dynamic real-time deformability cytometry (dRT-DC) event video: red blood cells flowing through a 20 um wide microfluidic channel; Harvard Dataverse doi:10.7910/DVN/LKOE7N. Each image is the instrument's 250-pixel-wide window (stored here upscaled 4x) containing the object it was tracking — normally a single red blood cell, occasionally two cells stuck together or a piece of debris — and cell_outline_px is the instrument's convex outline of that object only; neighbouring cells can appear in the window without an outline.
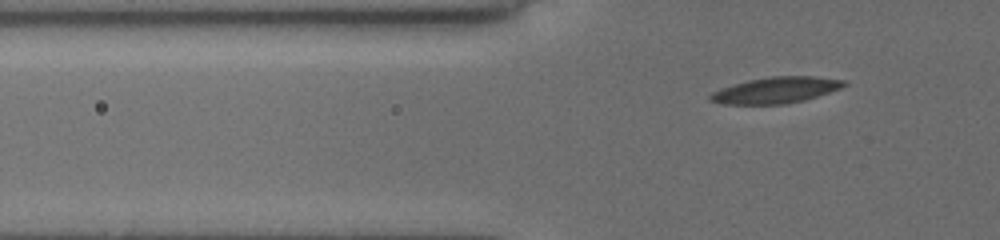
{"species": "common noctule bat (a hibernating species)", "species_latin": "Nyctalus noctula", "temperature_condition": "cold", "stored_images_in_passage": 41, "camera_frame_rate_fps": 3000, "um_per_image_px": 0.085, "animal": {"sex": "female", "body_mass_g": 19.5, "forearm_length_mm": 54.1}, "frame": {"image": 1, "passage_image": 6, "time_ms": 1.667, "image_size_px": [1000, 240], "cell_outline_px": [[848, 84], [840, 88], [816, 96], [800, 100], [780, 104], [724, 104], [712, 100], [708, 96], [712, 92], [748, 80], [772, 76], [812, 76], [844, 80]], "centroid_in_image_um": [65.96, 7.65], "position_along_channel_um": 59.8, "area_um2": 19.77}}
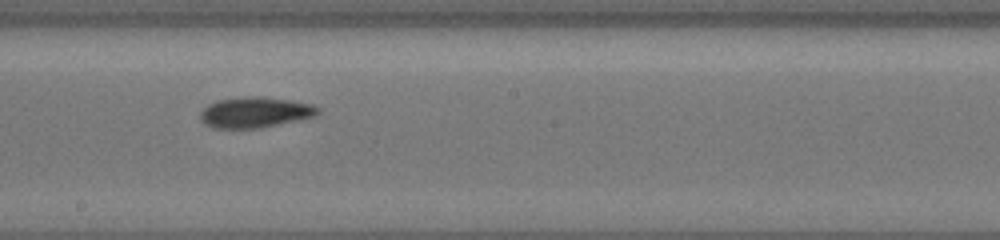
{"frame": {"image": 2, "passage_image": 20, "time_ms": 6.333, "image_size_px": [1000, 240], "cell_outline_px": [[316, 112], [312, 116], [260, 128], [216, 128], [200, 120], [200, 112], [208, 104], [216, 100], [244, 96], [256, 96], [288, 100], [312, 104], [316, 108]], "centroid_in_image_um": [21.58, 9.54], "position_along_channel_um": 226.6, "area_um2": 20.46}}
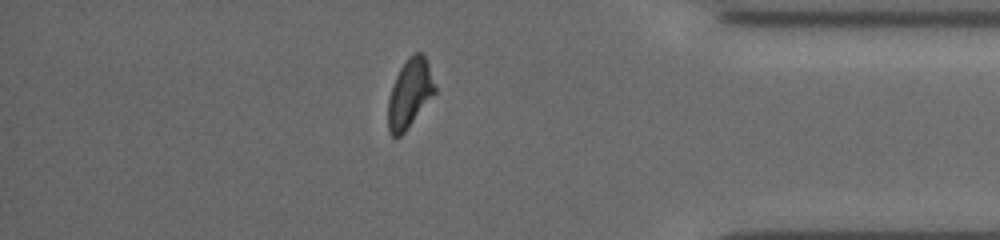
{"frame": {"image": 3, "passage_image": 35, "time_ms": 11.333, "image_size_px": [1000, 240], "cell_outline_px": [[436, 92], [404, 132], [400, 136], [392, 136], [388, 132], [388, 100], [396, 76], [400, 68], [408, 56], [412, 52], [424, 52], [436, 88]], "centroid_in_image_um": [34.83, 7.91], "position_along_channel_um": 400.4, "area_um2": 18.61}}